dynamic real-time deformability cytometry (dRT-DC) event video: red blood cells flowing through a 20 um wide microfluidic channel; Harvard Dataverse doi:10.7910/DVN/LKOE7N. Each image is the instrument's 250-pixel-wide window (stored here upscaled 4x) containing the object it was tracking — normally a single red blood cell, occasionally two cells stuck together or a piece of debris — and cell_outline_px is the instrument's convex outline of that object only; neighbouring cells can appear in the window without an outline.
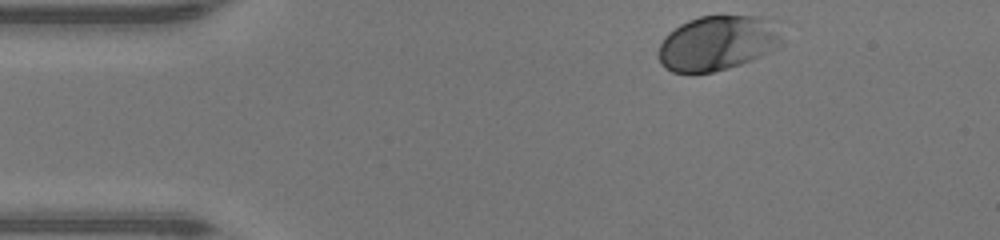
{"species": "human", "species_latin": "Homo sapiens", "temperature_condition": "warm", "stored_images_in_passage": 36, "camera_frame_rate_fps": 3000, "um_per_image_px": 0.085, "donor": {"sex": "male"}, "frame": {"image": 1, "passage_image": 1, "time_ms": 0.0, "image_size_px": [1000, 240], "cell_outline_px": [[780, 40], [768, 52], [760, 56], [740, 64], [728, 68], [712, 72], [672, 72], [664, 68], [656, 56], [656, 52], [664, 36], [668, 32], [680, 24], [688, 20], [700, 16], [756, 16], [780, 36]], "centroid_in_image_um": [60.78, 3.69], "position_along_channel_um": 24.2, "area_um2": 38.26}}
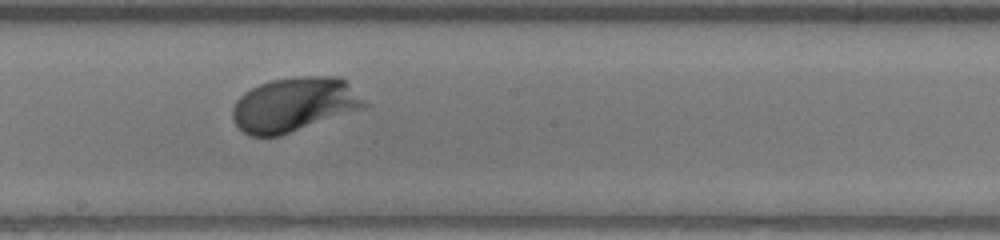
{"frame": {"image": 2, "passage_image": 20, "time_ms": 6.333, "image_size_px": [1000, 240], "cell_outline_px": [[368, 104], [364, 108], [280, 136], [248, 136], [232, 120], [232, 108], [236, 100], [244, 92], [260, 84], [272, 80], [292, 76], [340, 76]], "centroid_in_image_um": [24.98, 8.88], "position_along_channel_um": 223.2, "area_um2": 41.67}}
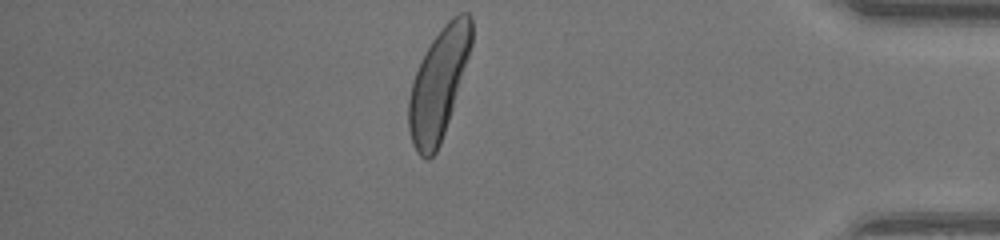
{"frame": {"image": 3, "passage_image": 35, "time_ms": 11.333, "image_size_px": [1000, 240], "cell_outline_px": [[472, 44], [452, 108], [440, 144], [436, 152], [428, 160], [424, 160], [416, 152], [412, 144], [408, 128], [408, 100], [412, 80], [420, 60], [432, 40], [444, 24], [452, 16], [460, 12], [468, 12], [472, 16]], "centroid_in_image_um": [37.25, 7.13], "position_along_channel_um": 398.0, "area_um2": 40.23}, "authors_computed_cell_mechanics": {"area_um2": 38.5237, "velocity_mm_per_s": 4.3026, "shape_relaxation_time_tau1_ms": 1.288, "shape_relaxation_time_tau2_ms": null, "deformation_change_tau1": 0.111, "deformation_change_tau2": null}}